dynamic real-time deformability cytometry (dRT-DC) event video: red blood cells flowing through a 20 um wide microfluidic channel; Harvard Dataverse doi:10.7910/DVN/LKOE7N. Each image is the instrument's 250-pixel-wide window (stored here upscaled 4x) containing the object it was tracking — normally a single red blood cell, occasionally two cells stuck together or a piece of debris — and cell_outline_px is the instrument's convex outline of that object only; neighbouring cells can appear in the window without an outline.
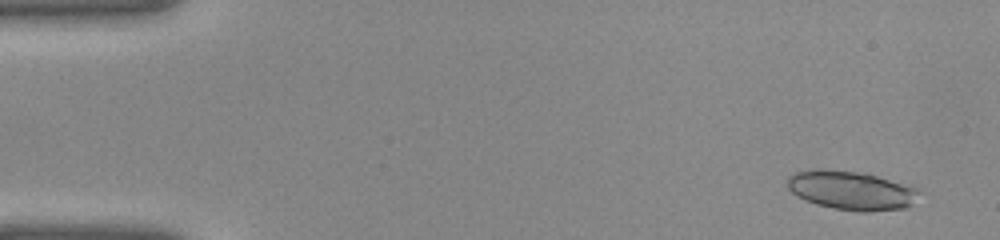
{"species": "common noctule bat (a hibernating species)", "species_latin": "Nyctalus noctula", "temperature_condition": "warm", "stored_images_in_passage": 40, "camera_frame_rate_fps": 3000, "um_per_image_px": 0.085, "animal": {"sex": "female", "body_mass_g": 22.0, "forearm_length_mm": 56.7}, "frame": {"image": 1, "passage_image": 2, "time_ms": 0.333, "image_size_px": [1000, 240], "cell_outline_px": [[924, 192], [908, 208], [868, 212], [860, 212], [836, 208], [816, 204], [804, 200], [796, 196], [788, 188], [788, 176], [796, 172], [816, 168], [820, 168], [864, 172], [912, 184], [920, 188]], "centroid_in_image_um": [72.46, 16.17], "position_along_channel_um": 12.5, "area_um2": 30.81}}
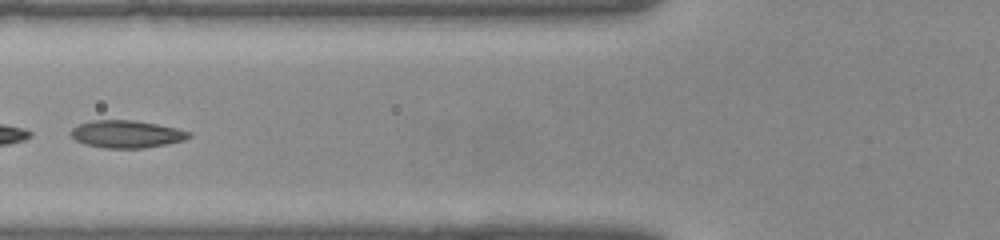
{"frame": {"image": 2, "passage_image": 16, "time_ms": 5.0, "image_size_px": [1000, 240], "cell_outline_px": [[192, 136], [184, 140], [168, 144], [144, 148], [104, 148], [84, 144], [76, 140], [68, 132], [76, 124], [88, 120], [132, 120], [156, 124], [176, 128], [192, 132]], "centroid_in_image_um": [10.73, 11.39], "position_along_channel_um": 115.1, "area_um2": 19.13}}
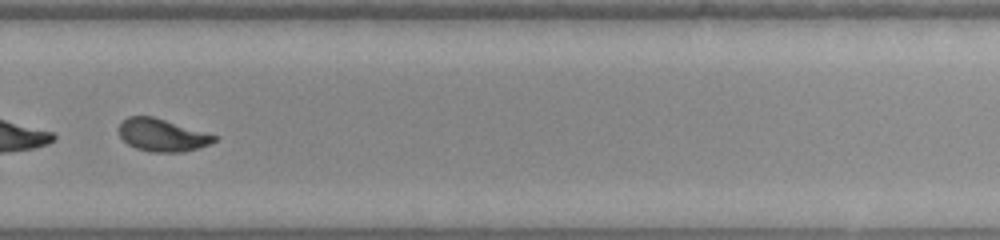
{"frame": {"image": 3, "passage_image": 28, "time_ms": 9.0, "image_size_px": [1000, 240], "cell_outline_px": [[220, 136], [216, 140], [208, 144], [184, 152], [152, 152], [136, 148], [128, 144], [120, 136], [120, 124], [128, 116], [152, 116]], "centroid_in_image_um": [13.81, 11.48], "position_along_channel_um": 316.0, "area_um2": 17.92}}